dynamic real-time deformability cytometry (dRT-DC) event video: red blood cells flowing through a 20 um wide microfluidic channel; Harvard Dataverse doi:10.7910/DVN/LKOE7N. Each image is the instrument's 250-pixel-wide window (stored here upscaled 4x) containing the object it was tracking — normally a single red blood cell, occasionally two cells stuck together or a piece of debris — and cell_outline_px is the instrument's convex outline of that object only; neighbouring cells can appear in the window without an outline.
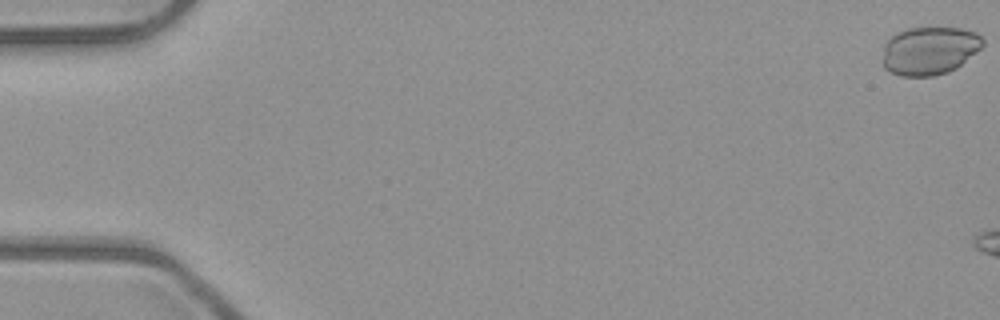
{"species": "common noctule bat (a hibernating species)", "species_latin": "Nyctalus noctula", "temperature_condition": "room temperature", "stored_images_in_passage": 6, "camera_frame_rate_fps": 3000, "um_per_image_px": 0.085, "animal": {"sex": "male", "body_mass_g": 23.1, "forearm_length_mm": 52.7}, "frame": {"image": 1, "passage_image": 1, "time_ms": 0.0, "image_size_px": [1000, 320], "cell_outline_px": [[984, 44], [976, 52], [956, 68], [948, 72], [932, 76], [900, 76], [888, 72], [884, 68], [884, 44], [896, 32], [908, 28], [960, 28], [976, 32], [984, 40]], "centroid_in_image_um": [79.0, 4.31], "position_along_channel_um": 6.0, "area_um2": 28.09}}